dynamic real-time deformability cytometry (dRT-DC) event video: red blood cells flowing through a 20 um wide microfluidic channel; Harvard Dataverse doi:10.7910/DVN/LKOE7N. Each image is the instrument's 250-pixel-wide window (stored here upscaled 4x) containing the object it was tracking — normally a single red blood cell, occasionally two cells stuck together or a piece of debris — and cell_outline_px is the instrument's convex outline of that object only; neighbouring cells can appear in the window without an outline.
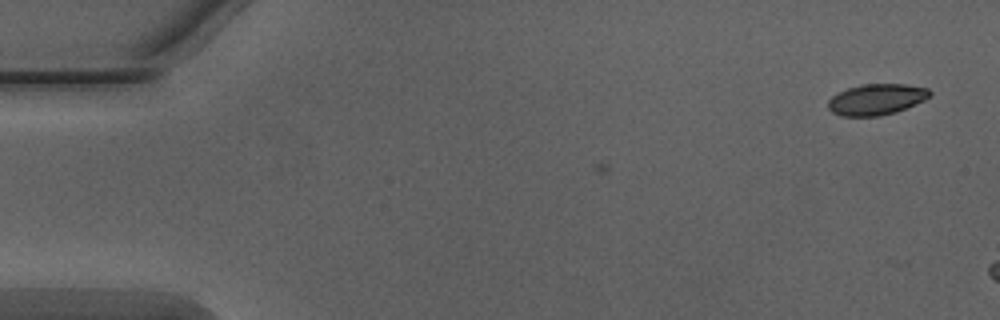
{"species": "Egyptian fruit bat (a non-hibernating species)", "species_latin": "Rousettus aegyptiacus", "temperature_condition": "warm", "stored_images_in_passage": 2, "camera_frame_rate_fps": 3000, "um_per_image_px": 0.085, "animal": {"sex": "male"}, "frame": {"image": 1, "passage_image": 2, "time_ms": 0.333, "image_size_px": [1000, 320], "cell_outline_px": [[932, 92], [924, 100], [896, 112], [880, 116], [840, 116], [832, 112], [828, 108], [828, 100], [832, 96], [848, 88], [860, 84], [908, 84], [928, 88]], "centroid_in_image_um": [74.49, 8.45], "position_along_channel_um": 10.5, "area_um2": 18.38}}